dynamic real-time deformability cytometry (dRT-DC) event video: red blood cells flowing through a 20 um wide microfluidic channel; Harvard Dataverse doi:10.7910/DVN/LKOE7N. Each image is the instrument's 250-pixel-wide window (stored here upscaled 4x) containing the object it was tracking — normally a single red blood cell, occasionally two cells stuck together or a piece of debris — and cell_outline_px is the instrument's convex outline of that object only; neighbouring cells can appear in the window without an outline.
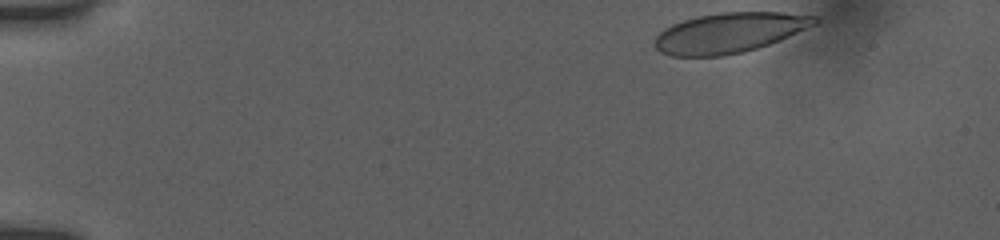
{"species": "human", "species_latin": "Homo sapiens", "temperature_condition": "room temperature", "stored_images_in_passage": 41, "camera_frame_rate_fps": 3000, "um_per_image_px": 0.085, "donor": {"sex": "female"}, "frame": {"image": 1, "passage_image": 1, "time_ms": 0.0, "image_size_px": [1000, 240], "cell_outline_px": [[820, 20], [816, 24], [780, 40], [744, 52], [724, 56], [672, 56], [660, 52], [652, 44], [656, 36], [664, 28], [672, 24], [684, 20], [700, 16], [720, 12], [780, 12], [816, 16]], "centroid_in_image_um": [61.97, 2.79], "position_along_channel_um": 23.0, "area_um2": 37.34}}
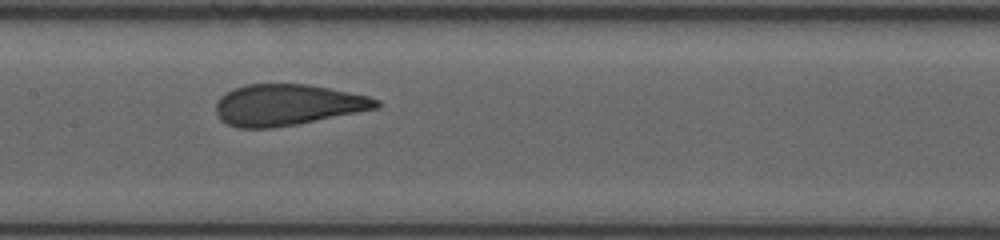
{"frame": {"image": 2, "passage_image": 22, "time_ms": 7.0, "image_size_px": [1000, 240], "cell_outline_px": [[380, 108], [296, 124], [272, 128], [236, 128], [220, 120], [216, 112], [216, 100], [224, 92], [232, 88], [248, 84], [308, 84], [368, 96], [380, 100]], "centroid_in_image_um": [24.4, 8.91], "position_along_channel_um": 183.0, "area_um2": 38.61}}
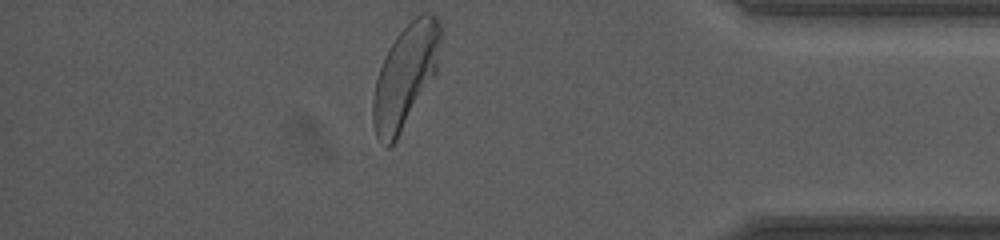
{"frame": {"image": 3, "passage_image": 41, "time_ms": 13.333, "image_size_px": [1000, 240], "cell_outline_px": [[444, 32], [436, 72], [396, 140], [388, 148], [376, 136], [372, 124], [372, 100], [376, 80], [380, 68], [396, 36], [420, 12], [432, 12], [440, 20]], "centroid_in_image_um": [34.49, 6.4], "position_along_channel_um": 400.7, "area_um2": 40.4}, "authors_computed_cell_mechanics": {"area_um2": 38.9572, "velocity_mm_per_s": 3.8665, "shape_relaxation_time_tau1_ms": 3.2863, "shape_relaxation_time_tau2_ms": null, "deformation_change_tau1": 0.1493, "deformation_change_tau2": null}}